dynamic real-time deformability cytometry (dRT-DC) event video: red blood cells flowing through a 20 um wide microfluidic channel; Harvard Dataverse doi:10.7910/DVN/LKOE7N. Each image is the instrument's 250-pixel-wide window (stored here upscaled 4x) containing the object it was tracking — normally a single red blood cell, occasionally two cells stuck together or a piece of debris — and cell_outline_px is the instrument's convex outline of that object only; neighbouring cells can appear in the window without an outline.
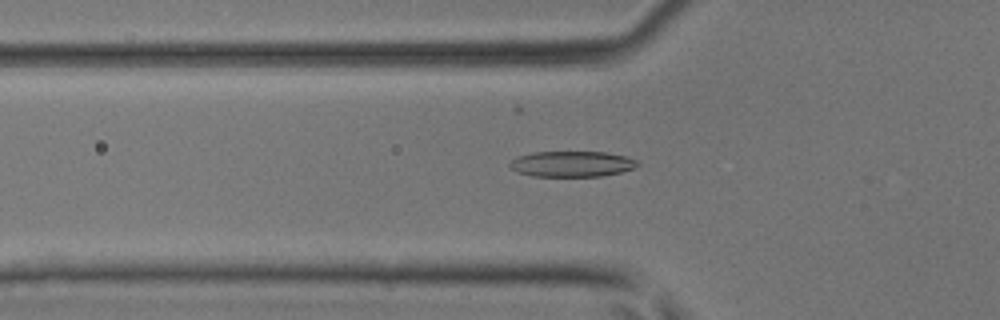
{"species": "common noctule bat (a hibernating species)", "species_latin": "Nyctalus noctula", "temperature_condition": "room temperature", "stored_images_in_passage": 48, "camera_frame_rate_fps": 3000, "um_per_image_px": 0.085, "animal": {"sex": "male", "body_mass_g": 17.9, "forearm_length_mm": 54.2}, "frame": {"image": 1, "passage_image": 17, "time_ms": 5.333, "image_size_px": [1000, 320], "cell_outline_px": [[640, 164], [632, 168], [620, 172], [604, 176], [532, 176], [520, 172], [512, 168], [508, 164], [516, 156], [532, 152], [604, 152], [624, 156], [636, 160]], "centroid_in_image_um": [48.59, 13.93], "position_along_channel_um": 77.2, "area_um2": 18.96}}
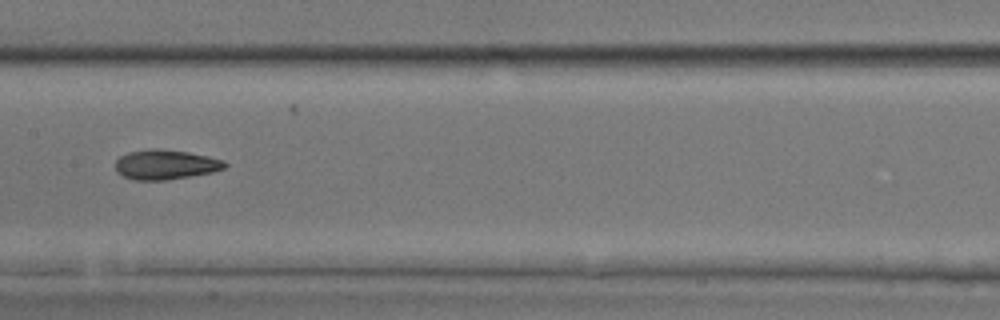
{"frame": {"image": 2, "passage_image": 25, "time_ms": 8.0, "image_size_px": [1000, 320], "cell_outline_px": [[228, 164], [224, 168], [212, 172], [164, 180], [136, 180], [124, 176], [116, 172], [116, 160], [120, 156], [128, 152], [152, 148], [160, 148], [188, 152], [208, 156], [224, 160]], "centroid_in_image_um": [14.06, 13.97], "position_along_channel_um": 193.3, "area_um2": 18.9}}
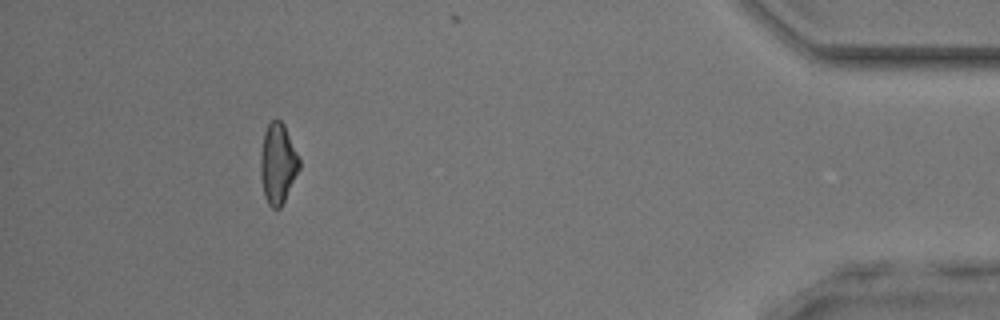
{"frame": {"image": 3, "passage_image": 44, "time_ms": 14.333, "image_size_px": [1000, 320], "cell_outline_px": [[300, 168], [280, 208], [272, 208], [268, 204], [264, 196], [260, 176], [260, 156], [264, 132], [268, 124], [272, 120], [280, 120], [284, 124], [300, 160]], "centroid_in_image_um": [23.6, 13.9], "position_along_channel_um": 411.6, "area_um2": 18.03}}